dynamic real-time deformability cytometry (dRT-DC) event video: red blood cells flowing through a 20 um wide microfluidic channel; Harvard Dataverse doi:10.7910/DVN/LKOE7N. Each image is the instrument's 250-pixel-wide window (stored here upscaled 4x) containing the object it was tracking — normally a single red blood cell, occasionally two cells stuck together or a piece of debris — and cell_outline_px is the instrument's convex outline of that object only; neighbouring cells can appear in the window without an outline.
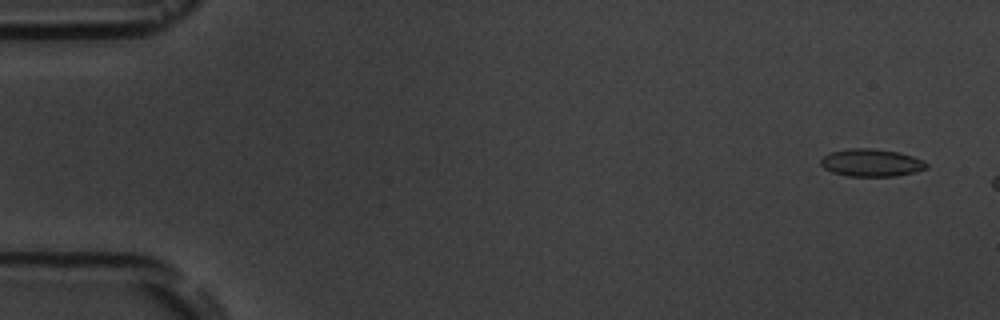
{"species": "common noctule bat (a hibernating species)", "species_latin": "Nyctalus noctula", "temperature_condition": "room temperature", "stored_images_in_passage": 3, "camera_frame_rate_fps": 3000, "um_per_image_px": 0.085, "animal": {"sex": "male", "body_mass_g": 19.5, "forearm_length_mm": 54.6}, "frame": {"image": 1, "passage_image": 1, "time_ms": 0.0, "image_size_px": [1000, 320], "cell_outline_px": [[928, 168], [916, 172], [896, 176], [848, 176], [832, 172], [824, 168], [820, 164], [820, 160], [824, 156], [832, 152], [848, 148], [872, 148], [900, 152], [924, 160], [928, 164]], "centroid_in_image_um": [74.09, 13.83], "position_along_channel_um": 10.9, "area_um2": 17.11}}